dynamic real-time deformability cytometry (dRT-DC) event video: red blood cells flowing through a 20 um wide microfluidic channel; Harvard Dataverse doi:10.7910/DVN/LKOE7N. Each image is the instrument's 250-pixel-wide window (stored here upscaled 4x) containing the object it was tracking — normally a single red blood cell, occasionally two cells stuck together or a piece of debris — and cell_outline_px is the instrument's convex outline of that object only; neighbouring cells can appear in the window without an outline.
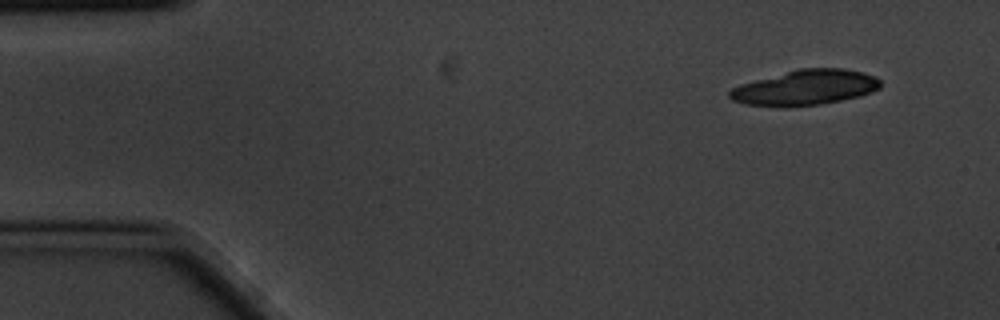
{"species": "common noctule bat (a hibernating species)", "species_latin": "Nyctalus noctula", "temperature_condition": "cold", "stored_images_in_passage": 10, "camera_frame_rate_fps": 3000, "um_per_image_px": 0.085, "animal": {"sex": "male", "body_mass_g": 20.1, "forearm_length_mm": 53.5}, "frame": {"image": 1, "passage_image": 1, "time_ms": 0.0, "image_size_px": [1000, 320], "cell_outline_px": [[880, 88], [872, 92], [860, 96], [820, 104], [784, 108], [744, 104], [732, 100], [728, 96], [728, 92], [732, 88], [740, 84], [800, 68], [844, 68], [864, 72], [876, 76], [880, 80]], "centroid_in_image_um": [68.44, 7.45], "position_along_channel_um": 16.6, "area_um2": 31.21}}
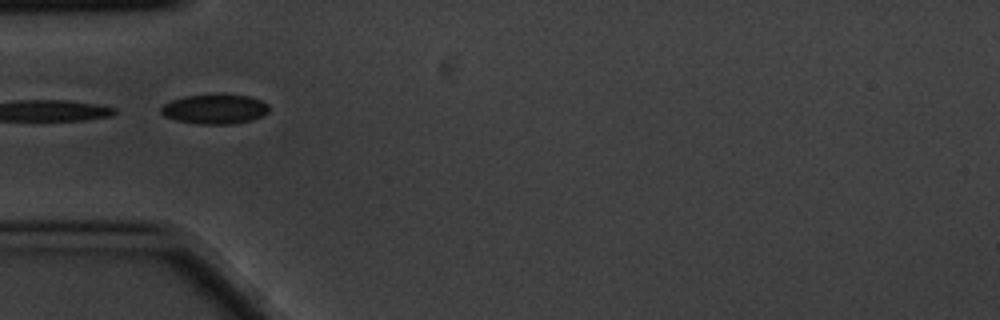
{"frame": {"image": 2, "passage_image": 5, "time_ms": 1.333, "image_size_px": [1000, 320], "cell_outline_px": [[268, 112], [264, 116], [252, 120], [232, 124], [200, 124], [176, 120], [164, 116], [160, 112], [160, 108], [164, 104], [172, 100], [184, 96], [220, 92], [248, 96], [260, 100], [268, 104]], "centroid_in_image_um": [18.27, 9.24], "position_along_channel_um": 66.7, "area_um2": 19.19}}